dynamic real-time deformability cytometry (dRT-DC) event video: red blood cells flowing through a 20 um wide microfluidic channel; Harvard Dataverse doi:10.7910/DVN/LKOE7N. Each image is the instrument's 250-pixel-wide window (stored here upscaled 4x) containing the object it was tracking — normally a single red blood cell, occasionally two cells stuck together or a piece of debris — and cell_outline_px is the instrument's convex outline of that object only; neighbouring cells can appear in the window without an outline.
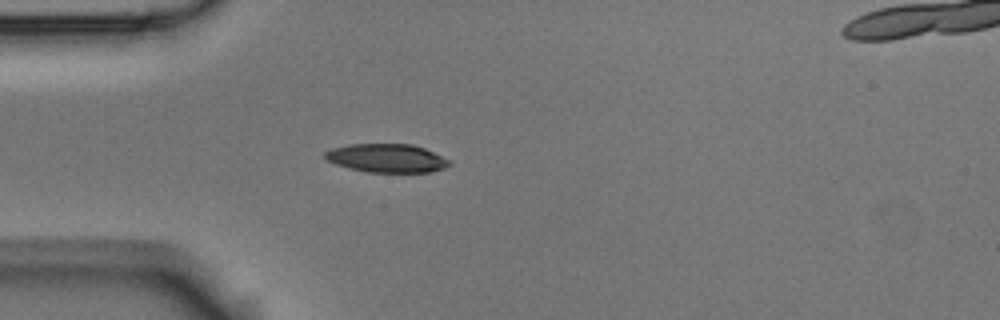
{"species": "Egyptian fruit bat (a non-hibernating species)", "species_latin": "Rousettus aegyptiacus", "temperature_condition": "room temperature", "stored_images_in_passage": 5, "camera_frame_rate_fps": 3000, "um_per_image_px": 0.085, "animal": {"sex": "male"}, "frame": {"image": 1, "passage_image": 5, "time_ms": 1.333, "image_size_px": [1000, 320], "cell_outline_px": [[452, 164], [444, 168], [432, 172], [368, 172], [336, 164], [328, 160], [324, 156], [324, 152], [332, 148], [348, 144], [412, 144], [424, 148], [448, 160]], "centroid_in_image_um": [32.87, 13.44], "position_along_channel_um": 52.1, "area_um2": 20.46}}